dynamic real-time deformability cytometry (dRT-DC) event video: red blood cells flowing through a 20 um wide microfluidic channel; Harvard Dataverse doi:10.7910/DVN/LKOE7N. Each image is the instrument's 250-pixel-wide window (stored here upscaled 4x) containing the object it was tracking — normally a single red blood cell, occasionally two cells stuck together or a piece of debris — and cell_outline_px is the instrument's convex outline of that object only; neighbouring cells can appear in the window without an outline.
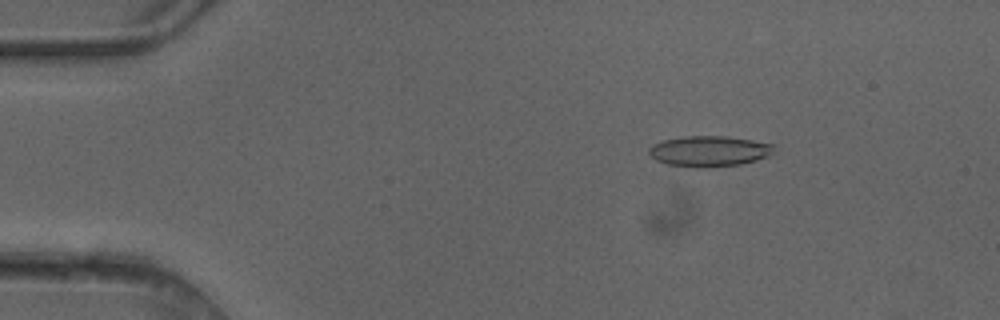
{"species": "common noctule bat (a hibernating species)", "species_latin": "Nyctalus noctula", "temperature_condition": "cold", "stored_images_in_passage": 5, "camera_frame_rate_fps": 3000, "um_per_image_px": 0.085, "animal": {"sex": "female"}, "frame": {"image": 1, "passage_image": 3, "time_ms": 0.667, "image_size_px": [1000, 320], "cell_outline_px": [[776, 144], [772, 152], [768, 156], [756, 160], [740, 164], [708, 168], [696, 168], [668, 164], [656, 160], [648, 152], [648, 148], [652, 144], [664, 140], [684, 136], [724, 136], [752, 140]], "centroid_in_image_um": [60.28, 12.85], "position_along_channel_um": 24.7, "area_um2": 22.43}}
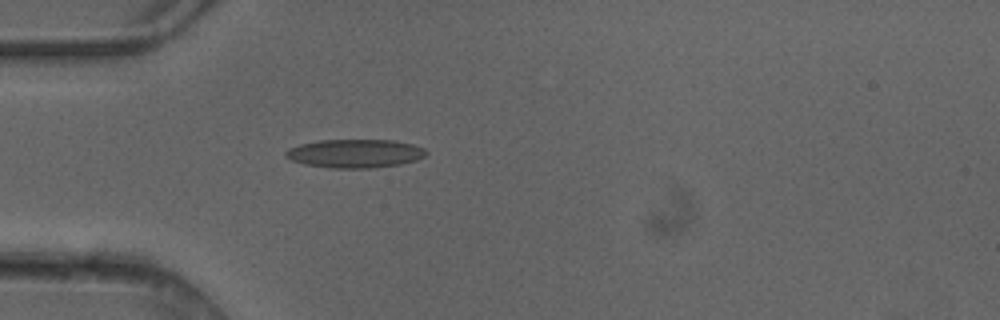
{"frame": {"image": 2, "passage_image": 5, "time_ms": 1.333, "image_size_px": [1000, 320], "cell_outline_px": [[428, 152], [424, 156], [416, 160], [400, 164], [372, 168], [328, 168], [304, 164], [292, 160], [284, 156], [284, 152], [288, 148], [300, 144], [320, 140], [392, 140], [412, 144], [424, 148]], "centroid_in_image_um": [30.15, 13.05], "position_along_channel_um": 54.9, "area_um2": 23.41}}